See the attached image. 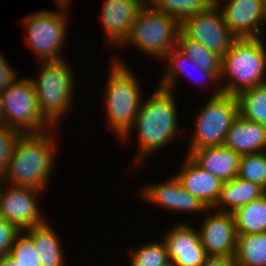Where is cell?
<instances>
[{
	"label": "cell",
	"mask_w": 266,
	"mask_h": 266,
	"mask_svg": "<svg viewBox=\"0 0 266 266\" xmlns=\"http://www.w3.org/2000/svg\"><path fill=\"white\" fill-rule=\"evenodd\" d=\"M50 131L21 134L12 150L2 183L43 190L53 170L55 139ZM54 143V144H53ZM10 183V184H9Z\"/></svg>",
	"instance_id": "obj_1"
},
{
	"label": "cell",
	"mask_w": 266,
	"mask_h": 266,
	"mask_svg": "<svg viewBox=\"0 0 266 266\" xmlns=\"http://www.w3.org/2000/svg\"><path fill=\"white\" fill-rule=\"evenodd\" d=\"M173 95V92L158 87L153 95L142 101L130 130H137L139 150L136 163L142 162L153 151L163 148L175 135L178 136L177 105Z\"/></svg>",
	"instance_id": "obj_2"
},
{
	"label": "cell",
	"mask_w": 266,
	"mask_h": 266,
	"mask_svg": "<svg viewBox=\"0 0 266 266\" xmlns=\"http://www.w3.org/2000/svg\"><path fill=\"white\" fill-rule=\"evenodd\" d=\"M260 38H236L223 55L220 81L228 80L221 87L224 94L266 84V48Z\"/></svg>",
	"instance_id": "obj_3"
},
{
	"label": "cell",
	"mask_w": 266,
	"mask_h": 266,
	"mask_svg": "<svg viewBox=\"0 0 266 266\" xmlns=\"http://www.w3.org/2000/svg\"><path fill=\"white\" fill-rule=\"evenodd\" d=\"M124 64L126 63H122L120 59H115L113 65L111 64L105 106L110 127L119 137L127 140L142 104V93L137 78Z\"/></svg>",
	"instance_id": "obj_4"
},
{
	"label": "cell",
	"mask_w": 266,
	"mask_h": 266,
	"mask_svg": "<svg viewBox=\"0 0 266 266\" xmlns=\"http://www.w3.org/2000/svg\"><path fill=\"white\" fill-rule=\"evenodd\" d=\"M181 22L157 11L149 3L141 9L123 44L133 45L146 54L164 59L176 48Z\"/></svg>",
	"instance_id": "obj_5"
},
{
	"label": "cell",
	"mask_w": 266,
	"mask_h": 266,
	"mask_svg": "<svg viewBox=\"0 0 266 266\" xmlns=\"http://www.w3.org/2000/svg\"><path fill=\"white\" fill-rule=\"evenodd\" d=\"M65 60L43 62L40 76L31 79L43 117L54 127L69 112L74 89L73 70Z\"/></svg>",
	"instance_id": "obj_6"
},
{
	"label": "cell",
	"mask_w": 266,
	"mask_h": 266,
	"mask_svg": "<svg viewBox=\"0 0 266 266\" xmlns=\"http://www.w3.org/2000/svg\"><path fill=\"white\" fill-rule=\"evenodd\" d=\"M1 94L3 125L21 134H41L53 127L41 114L31 78L17 80Z\"/></svg>",
	"instance_id": "obj_7"
},
{
	"label": "cell",
	"mask_w": 266,
	"mask_h": 266,
	"mask_svg": "<svg viewBox=\"0 0 266 266\" xmlns=\"http://www.w3.org/2000/svg\"><path fill=\"white\" fill-rule=\"evenodd\" d=\"M218 89L196 113L195 131L187 154L195 149L223 145L232 122L239 115L236 95Z\"/></svg>",
	"instance_id": "obj_8"
},
{
	"label": "cell",
	"mask_w": 266,
	"mask_h": 266,
	"mask_svg": "<svg viewBox=\"0 0 266 266\" xmlns=\"http://www.w3.org/2000/svg\"><path fill=\"white\" fill-rule=\"evenodd\" d=\"M63 13V9L60 13L43 10L24 18L23 23L29 36L26 37L27 44L43 62L64 60L59 56L68 25L67 16Z\"/></svg>",
	"instance_id": "obj_9"
},
{
	"label": "cell",
	"mask_w": 266,
	"mask_h": 266,
	"mask_svg": "<svg viewBox=\"0 0 266 266\" xmlns=\"http://www.w3.org/2000/svg\"><path fill=\"white\" fill-rule=\"evenodd\" d=\"M181 32L221 58L236 39L216 4L205 12L184 19Z\"/></svg>",
	"instance_id": "obj_10"
},
{
	"label": "cell",
	"mask_w": 266,
	"mask_h": 266,
	"mask_svg": "<svg viewBox=\"0 0 266 266\" xmlns=\"http://www.w3.org/2000/svg\"><path fill=\"white\" fill-rule=\"evenodd\" d=\"M1 189L0 217L4 220L20 231L47 223L36 203V196L41 190L13 185Z\"/></svg>",
	"instance_id": "obj_11"
},
{
	"label": "cell",
	"mask_w": 266,
	"mask_h": 266,
	"mask_svg": "<svg viewBox=\"0 0 266 266\" xmlns=\"http://www.w3.org/2000/svg\"><path fill=\"white\" fill-rule=\"evenodd\" d=\"M220 0L215 4L220 9L225 24L236 38H258V25L266 21V8L263 0Z\"/></svg>",
	"instance_id": "obj_12"
},
{
	"label": "cell",
	"mask_w": 266,
	"mask_h": 266,
	"mask_svg": "<svg viewBox=\"0 0 266 266\" xmlns=\"http://www.w3.org/2000/svg\"><path fill=\"white\" fill-rule=\"evenodd\" d=\"M210 215L205 217L201 223L202 227L198 230L206 254L234 258L238 234L233 214L217 211Z\"/></svg>",
	"instance_id": "obj_13"
},
{
	"label": "cell",
	"mask_w": 266,
	"mask_h": 266,
	"mask_svg": "<svg viewBox=\"0 0 266 266\" xmlns=\"http://www.w3.org/2000/svg\"><path fill=\"white\" fill-rule=\"evenodd\" d=\"M163 240L173 266H202L208 257L199 232L189 224H177Z\"/></svg>",
	"instance_id": "obj_14"
},
{
	"label": "cell",
	"mask_w": 266,
	"mask_h": 266,
	"mask_svg": "<svg viewBox=\"0 0 266 266\" xmlns=\"http://www.w3.org/2000/svg\"><path fill=\"white\" fill-rule=\"evenodd\" d=\"M144 0H104L101 19L110 44L123 45Z\"/></svg>",
	"instance_id": "obj_15"
},
{
	"label": "cell",
	"mask_w": 266,
	"mask_h": 266,
	"mask_svg": "<svg viewBox=\"0 0 266 266\" xmlns=\"http://www.w3.org/2000/svg\"><path fill=\"white\" fill-rule=\"evenodd\" d=\"M182 187L196 197L207 209H213L219 199L224 181L199 167L189 156L181 171L175 175Z\"/></svg>",
	"instance_id": "obj_16"
},
{
	"label": "cell",
	"mask_w": 266,
	"mask_h": 266,
	"mask_svg": "<svg viewBox=\"0 0 266 266\" xmlns=\"http://www.w3.org/2000/svg\"><path fill=\"white\" fill-rule=\"evenodd\" d=\"M187 155L203 170L224 182L238 176L241 155L224 145L195 149Z\"/></svg>",
	"instance_id": "obj_17"
},
{
	"label": "cell",
	"mask_w": 266,
	"mask_h": 266,
	"mask_svg": "<svg viewBox=\"0 0 266 266\" xmlns=\"http://www.w3.org/2000/svg\"><path fill=\"white\" fill-rule=\"evenodd\" d=\"M223 145L241 156L263 152L266 150V126L238 115L232 122Z\"/></svg>",
	"instance_id": "obj_18"
},
{
	"label": "cell",
	"mask_w": 266,
	"mask_h": 266,
	"mask_svg": "<svg viewBox=\"0 0 266 266\" xmlns=\"http://www.w3.org/2000/svg\"><path fill=\"white\" fill-rule=\"evenodd\" d=\"M264 194H266V190L259 184L236 176L223 183L219 199L214 208L215 210L217 208L220 212L233 213L239 207L259 199Z\"/></svg>",
	"instance_id": "obj_19"
},
{
	"label": "cell",
	"mask_w": 266,
	"mask_h": 266,
	"mask_svg": "<svg viewBox=\"0 0 266 266\" xmlns=\"http://www.w3.org/2000/svg\"><path fill=\"white\" fill-rule=\"evenodd\" d=\"M38 250L41 266H64V256L60 240L48 223L26 229Z\"/></svg>",
	"instance_id": "obj_20"
},
{
	"label": "cell",
	"mask_w": 266,
	"mask_h": 266,
	"mask_svg": "<svg viewBox=\"0 0 266 266\" xmlns=\"http://www.w3.org/2000/svg\"><path fill=\"white\" fill-rule=\"evenodd\" d=\"M238 235L266 232V194L233 213Z\"/></svg>",
	"instance_id": "obj_21"
},
{
	"label": "cell",
	"mask_w": 266,
	"mask_h": 266,
	"mask_svg": "<svg viewBox=\"0 0 266 266\" xmlns=\"http://www.w3.org/2000/svg\"><path fill=\"white\" fill-rule=\"evenodd\" d=\"M236 266H266V232L237 236Z\"/></svg>",
	"instance_id": "obj_22"
},
{
	"label": "cell",
	"mask_w": 266,
	"mask_h": 266,
	"mask_svg": "<svg viewBox=\"0 0 266 266\" xmlns=\"http://www.w3.org/2000/svg\"><path fill=\"white\" fill-rule=\"evenodd\" d=\"M163 60H166L168 64L166 67V71L164 72V75L162 76L161 81L159 82V85H158V87L162 89L173 92L174 86L176 83L175 81L177 80L176 78H178L179 72L180 73L186 72L185 63L191 64L193 69H196V71H199L201 76L206 78V80H208L209 83L212 80H213L212 83H216V82L219 83L220 81V79L213 72L203 70L193 60H191L188 56L184 55L177 48L171 49Z\"/></svg>",
	"instance_id": "obj_23"
},
{
	"label": "cell",
	"mask_w": 266,
	"mask_h": 266,
	"mask_svg": "<svg viewBox=\"0 0 266 266\" xmlns=\"http://www.w3.org/2000/svg\"><path fill=\"white\" fill-rule=\"evenodd\" d=\"M236 98L241 117L266 126V84L245 89Z\"/></svg>",
	"instance_id": "obj_24"
},
{
	"label": "cell",
	"mask_w": 266,
	"mask_h": 266,
	"mask_svg": "<svg viewBox=\"0 0 266 266\" xmlns=\"http://www.w3.org/2000/svg\"><path fill=\"white\" fill-rule=\"evenodd\" d=\"M176 48L203 70L213 72L220 79L222 58L219 55L188 38L182 32L179 33Z\"/></svg>",
	"instance_id": "obj_25"
},
{
	"label": "cell",
	"mask_w": 266,
	"mask_h": 266,
	"mask_svg": "<svg viewBox=\"0 0 266 266\" xmlns=\"http://www.w3.org/2000/svg\"><path fill=\"white\" fill-rule=\"evenodd\" d=\"M148 3L157 11L182 22L190 16L207 11L215 4V0H150Z\"/></svg>",
	"instance_id": "obj_26"
},
{
	"label": "cell",
	"mask_w": 266,
	"mask_h": 266,
	"mask_svg": "<svg viewBox=\"0 0 266 266\" xmlns=\"http://www.w3.org/2000/svg\"><path fill=\"white\" fill-rule=\"evenodd\" d=\"M136 250V251H134ZM129 251L130 266H169L171 262L164 241L143 244L140 248Z\"/></svg>",
	"instance_id": "obj_27"
},
{
	"label": "cell",
	"mask_w": 266,
	"mask_h": 266,
	"mask_svg": "<svg viewBox=\"0 0 266 266\" xmlns=\"http://www.w3.org/2000/svg\"><path fill=\"white\" fill-rule=\"evenodd\" d=\"M142 197L167 209L177 210L178 179L173 176L169 181L146 186L141 191Z\"/></svg>",
	"instance_id": "obj_28"
},
{
	"label": "cell",
	"mask_w": 266,
	"mask_h": 266,
	"mask_svg": "<svg viewBox=\"0 0 266 266\" xmlns=\"http://www.w3.org/2000/svg\"><path fill=\"white\" fill-rule=\"evenodd\" d=\"M238 177L259 184L266 190V152L242 155Z\"/></svg>",
	"instance_id": "obj_29"
},
{
	"label": "cell",
	"mask_w": 266,
	"mask_h": 266,
	"mask_svg": "<svg viewBox=\"0 0 266 266\" xmlns=\"http://www.w3.org/2000/svg\"><path fill=\"white\" fill-rule=\"evenodd\" d=\"M9 256L16 261L19 266H41L38 250L33 240L24 231H21L16 236Z\"/></svg>",
	"instance_id": "obj_30"
},
{
	"label": "cell",
	"mask_w": 266,
	"mask_h": 266,
	"mask_svg": "<svg viewBox=\"0 0 266 266\" xmlns=\"http://www.w3.org/2000/svg\"><path fill=\"white\" fill-rule=\"evenodd\" d=\"M20 135L21 133L12 128L0 125V178L7 170L13 147Z\"/></svg>",
	"instance_id": "obj_31"
},
{
	"label": "cell",
	"mask_w": 266,
	"mask_h": 266,
	"mask_svg": "<svg viewBox=\"0 0 266 266\" xmlns=\"http://www.w3.org/2000/svg\"><path fill=\"white\" fill-rule=\"evenodd\" d=\"M207 209L196 197L186 191L178 180V199H177V211L182 212H203Z\"/></svg>",
	"instance_id": "obj_32"
},
{
	"label": "cell",
	"mask_w": 266,
	"mask_h": 266,
	"mask_svg": "<svg viewBox=\"0 0 266 266\" xmlns=\"http://www.w3.org/2000/svg\"><path fill=\"white\" fill-rule=\"evenodd\" d=\"M21 231L0 217V257L9 255L16 236Z\"/></svg>",
	"instance_id": "obj_33"
},
{
	"label": "cell",
	"mask_w": 266,
	"mask_h": 266,
	"mask_svg": "<svg viewBox=\"0 0 266 266\" xmlns=\"http://www.w3.org/2000/svg\"><path fill=\"white\" fill-rule=\"evenodd\" d=\"M0 54V91L6 90L10 85H13L17 80L15 70L10 67L8 61Z\"/></svg>",
	"instance_id": "obj_34"
},
{
	"label": "cell",
	"mask_w": 266,
	"mask_h": 266,
	"mask_svg": "<svg viewBox=\"0 0 266 266\" xmlns=\"http://www.w3.org/2000/svg\"><path fill=\"white\" fill-rule=\"evenodd\" d=\"M202 266H236L233 257L208 256Z\"/></svg>",
	"instance_id": "obj_35"
},
{
	"label": "cell",
	"mask_w": 266,
	"mask_h": 266,
	"mask_svg": "<svg viewBox=\"0 0 266 266\" xmlns=\"http://www.w3.org/2000/svg\"><path fill=\"white\" fill-rule=\"evenodd\" d=\"M0 266H19L9 255L0 257Z\"/></svg>",
	"instance_id": "obj_36"
},
{
	"label": "cell",
	"mask_w": 266,
	"mask_h": 266,
	"mask_svg": "<svg viewBox=\"0 0 266 266\" xmlns=\"http://www.w3.org/2000/svg\"><path fill=\"white\" fill-rule=\"evenodd\" d=\"M55 1L57 2V4H59L58 5L59 8L63 9L64 12H65V10H67L66 8H67V6H68V4L70 2V0H55Z\"/></svg>",
	"instance_id": "obj_37"
},
{
	"label": "cell",
	"mask_w": 266,
	"mask_h": 266,
	"mask_svg": "<svg viewBox=\"0 0 266 266\" xmlns=\"http://www.w3.org/2000/svg\"><path fill=\"white\" fill-rule=\"evenodd\" d=\"M3 124L2 94L0 91V125Z\"/></svg>",
	"instance_id": "obj_38"
}]
</instances>
